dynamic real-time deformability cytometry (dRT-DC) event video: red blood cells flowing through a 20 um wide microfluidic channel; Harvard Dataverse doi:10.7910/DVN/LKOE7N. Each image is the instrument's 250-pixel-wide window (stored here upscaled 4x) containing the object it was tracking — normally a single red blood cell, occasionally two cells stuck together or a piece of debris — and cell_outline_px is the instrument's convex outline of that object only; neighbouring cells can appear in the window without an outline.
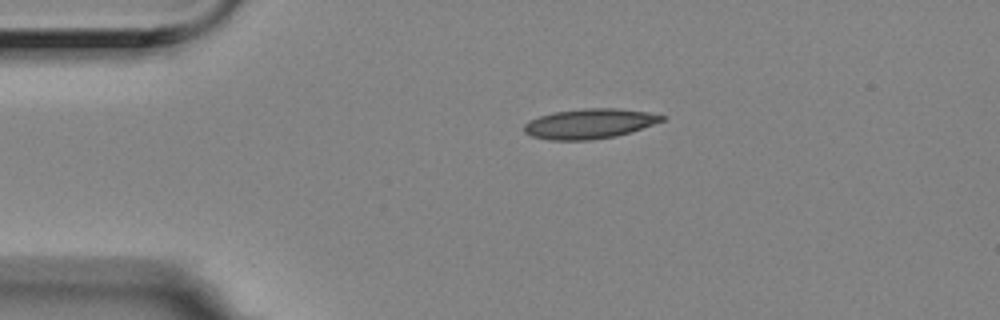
{"species": "Egyptian fruit bat (a non-hibernating species)", "species_latin": "Rousettus aegyptiacus", "temperature_condition": "room temperature", "stored_images_in_passage": 2, "camera_frame_rate_fps": 3000, "um_per_image_px": 0.085, "animal": {"sex": "female"}, "frame": {"image": 1, "passage_image": 1, "time_ms": 0.0, "image_size_px": [1000, 320], "cell_outline_px": [[664, 120], [616, 136], [592, 140], [552, 140], [532, 136], [524, 132], [524, 124], [528, 120], [552, 112], [584, 108], [616, 108], [648, 112], [664, 116]], "centroid_in_image_um": [50.05, 10.51], "position_along_channel_um": 35.0, "area_um2": 23.81}}